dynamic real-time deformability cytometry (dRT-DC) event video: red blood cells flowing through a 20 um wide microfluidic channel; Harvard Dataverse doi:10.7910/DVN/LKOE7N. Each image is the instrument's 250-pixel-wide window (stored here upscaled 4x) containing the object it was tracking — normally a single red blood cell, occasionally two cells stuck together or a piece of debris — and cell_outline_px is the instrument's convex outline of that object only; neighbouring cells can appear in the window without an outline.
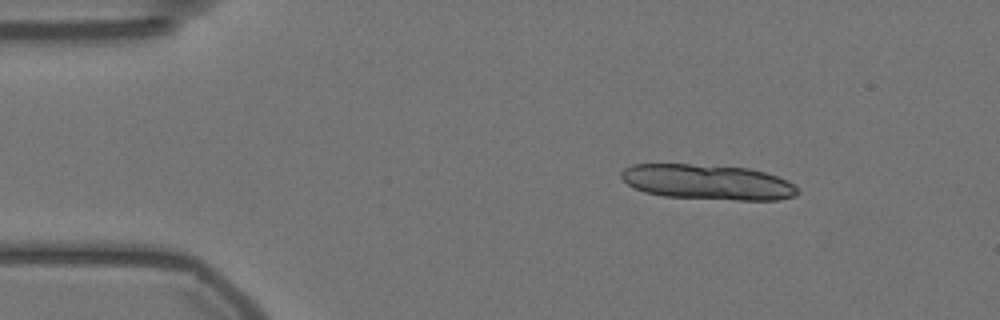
{"species": "Egyptian fruit bat (a non-hibernating species)", "species_latin": "Rousettus aegyptiacus", "temperature_condition": "warm", "stored_images_in_passage": 9, "camera_frame_rate_fps": 3000, "um_per_image_px": 0.085, "animal": {"sex": "female"}, "frame": {"image": 1, "passage_image": 1, "time_ms": 0.0, "image_size_px": [1000, 320], "cell_outline_px": [[800, 192], [796, 196], [780, 200], [736, 200], [664, 196], [644, 192], [628, 184], [620, 176], [620, 172], [624, 168], [632, 164], [688, 164], [748, 168], [764, 172], [788, 180]], "centroid_in_image_um": [60.16, 15.48], "position_along_channel_um": 24.8, "area_um2": 36.13}}